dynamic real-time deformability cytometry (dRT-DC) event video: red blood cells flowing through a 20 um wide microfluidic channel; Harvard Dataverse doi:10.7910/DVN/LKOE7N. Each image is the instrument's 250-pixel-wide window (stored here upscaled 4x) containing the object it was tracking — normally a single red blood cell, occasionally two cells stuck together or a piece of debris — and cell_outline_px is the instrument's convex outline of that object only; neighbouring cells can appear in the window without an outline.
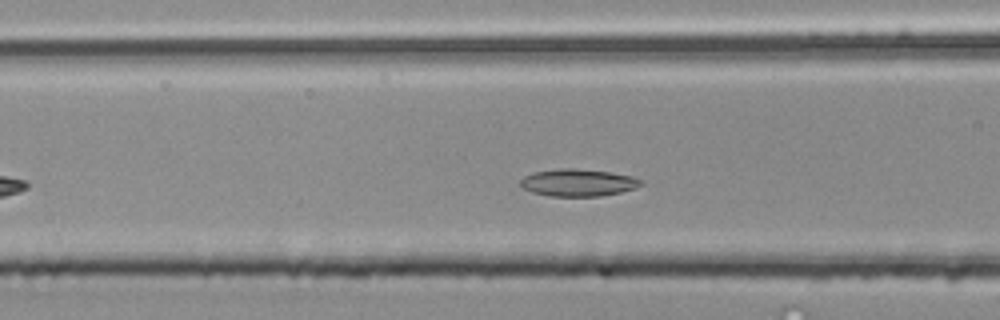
{"species": "common noctule bat (a hibernating species)", "species_latin": "Nyctalus noctula", "temperature_condition": "room temperature", "stored_images_in_passage": 35, "camera_frame_rate_fps": 3000, "um_per_image_px": 0.085, "animal": {"sex": "male", "body_mass_g": 20.4}, "frame": {"image": 1, "passage_image": 11, "time_ms": 3.333, "image_size_px": [1000, 320], "cell_outline_px": [[644, 184], [636, 188], [620, 192], [600, 196], [552, 196], [532, 192], [520, 188], [520, 180], [524, 176], [532, 172], [560, 168], [572, 168], [612, 172], [632, 176], [644, 180]], "centroid_in_image_um": [49.14, 15.52], "position_along_channel_um": 117.5, "area_um2": 19.36}}
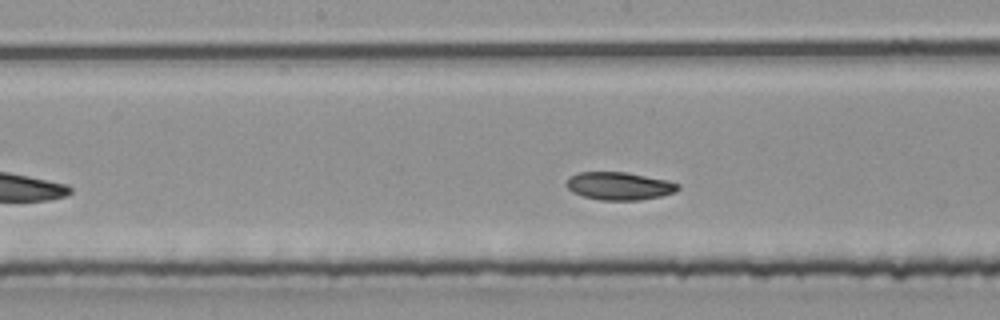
{"frame": {"image": 2, "passage_image": 17, "time_ms": 5.333, "image_size_px": [1000, 320], "cell_outline_px": [[680, 188], [672, 192], [660, 196], [640, 200], [600, 200], [584, 196], [572, 192], [564, 184], [568, 176], [576, 172], [624, 172], [668, 180], [680, 184]], "centroid_in_image_um": [52.58, 15.8], "position_along_channel_um": 195.6, "area_um2": 18.15}}
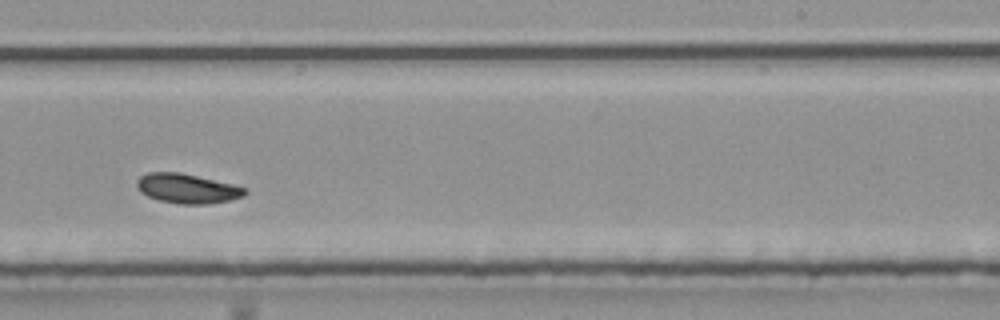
{"frame": {"image": 3, "passage_image": 23, "time_ms": 7.333, "image_size_px": [1000, 320], "cell_outline_px": [[248, 192], [244, 196], [232, 200], [208, 204], [180, 204], [160, 200], [148, 196], [140, 192], [136, 188], [136, 180], [140, 176], [148, 172], [180, 172], [232, 184], [248, 188]], "centroid_in_image_um": [15.92, 16.02], "position_along_channel_um": 273.1, "area_um2": 18.79}, "authors_computed_cell_mechanics": {"area_um2": 19.074, "velocity_mm_per_s": 3.9047, "shape_relaxation_time_tau1_ms": 8.2284, "shape_relaxation_time_tau2_ms": 6.1399, "deformation_change_tau1": 0.1208, "deformation_change_tau2": 0.0928}}